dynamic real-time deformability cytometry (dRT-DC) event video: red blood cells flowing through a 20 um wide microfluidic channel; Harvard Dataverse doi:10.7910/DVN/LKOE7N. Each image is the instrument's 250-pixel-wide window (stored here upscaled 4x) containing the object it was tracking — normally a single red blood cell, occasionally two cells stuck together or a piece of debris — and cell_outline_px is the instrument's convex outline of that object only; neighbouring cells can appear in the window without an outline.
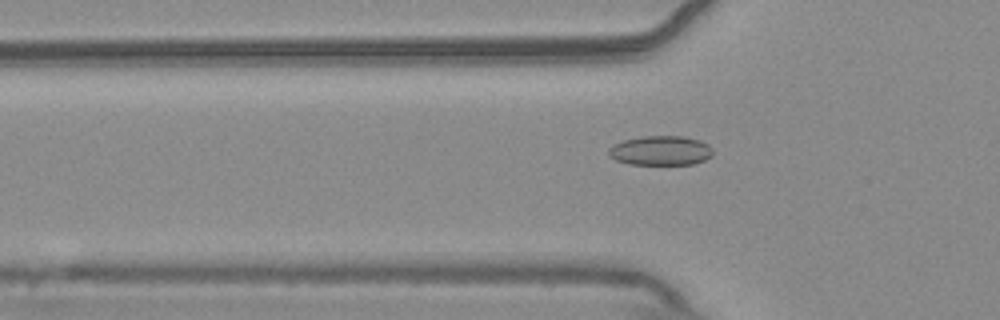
{"species": "common noctule bat (a hibernating species)", "species_latin": "Nyctalus noctula", "temperature_condition": "warm", "stored_images_in_passage": 38, "camera_frame_rate_fps": 3000, "um_per_image_px": 0.085, "animal": {"sex": "male", "body_mass_g": 20.4}, "frame": {"image": 1, "passage_image": 2, "time_ms": 0.333, "image_size_px": [1000, 320], "cell_outline_px": [[712, 156], [704, 160], [692, 164], [628, 164], [616, 160], [608, 152], [608, 148], [624, 140], [644, 136], [684, 136], [700, 140], [708, 144], [712, 148]], "centroid_in_image_um": [56.19, 12.79], "position_along_channel_um": 69.6, "area_um2": 17.8}}
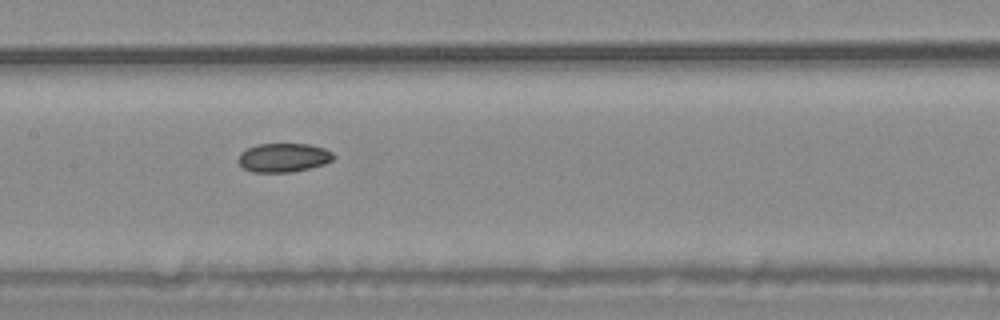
{"frame": {"image": 2, "passage_image": 11, "time_ms": 3.333, "image_size_px": [1000, 320], "cell_outline_px": [[336, 156], [332, 160], [324, 164], [292, 172], [252, 172], [244, 168], [236, 160], [240, 152], [256, 144], [308, 144], [324, 148], [332, 152]], "centroid_in_image_um": [24.08, 13.39], "position_along_channel_um": 183.3, "area_um2": 16.07}}
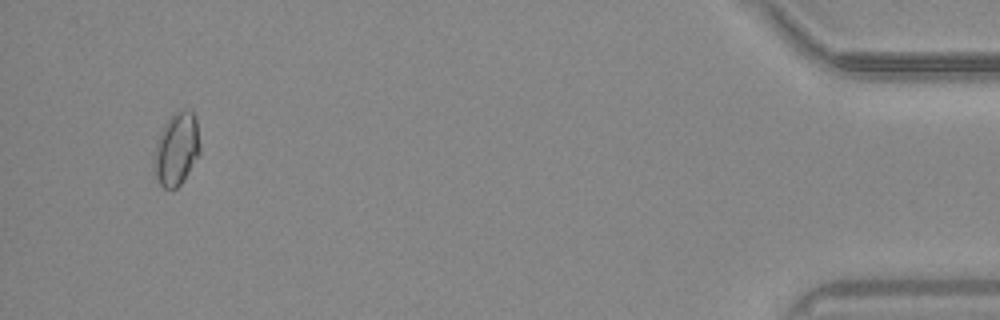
{"frame": {"image": 3, "passage_image": 36, "time_ms": 11.667, "image_size_px": [1000, 320], "cell_outline_px": [[200, 152], [188, 172], [180, 184], [172, 192], [164, 188], [152, 176], [152, 156], [160, 132], [164, 124], [172, 112], [184, 108], [192, 112], [196, 116], [200, 144]], "centroid_in_image_um": [14.95, 12.68], "position_along_channel_um": 420.2, "area_um2": 20.17}}